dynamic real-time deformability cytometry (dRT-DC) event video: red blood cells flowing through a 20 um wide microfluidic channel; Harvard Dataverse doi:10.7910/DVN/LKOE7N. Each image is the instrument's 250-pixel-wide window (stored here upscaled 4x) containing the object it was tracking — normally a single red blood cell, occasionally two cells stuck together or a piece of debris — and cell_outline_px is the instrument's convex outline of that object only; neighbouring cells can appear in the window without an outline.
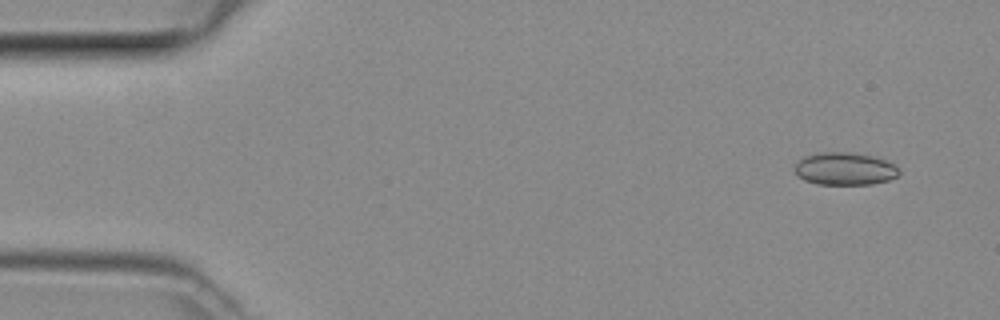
{"species": "common noctule bat (a hibernating species)", "species_latin": "Nyctalus noctula", "temperature_condition": "room temperature", "stored_images_in_passage": 47, "camera_frame_rate_fps": 3000, "um_per_image_px": 0.085, "animal": {"sex": "female", "body_mass_g": 29.2, "forearm_length_mm": 56.3}, "frame": {"image": 1, "passage_image": 3, "time_ms": 0.667, "image_size_px": [1000, 320], "cell_outline_px": [[900, 172], [896, 176], [888, 180], [872, 184], [816, 184], [804, 180], [792, 168], [796, 160], [804, 156], [820, 152], [852, 152], [876, 156], [896, 164], [900, 168]], "centroid_in_image_um": [71.81, 14.33], "position_along_channel_um": 13.2, "area_um2": 20.23}}
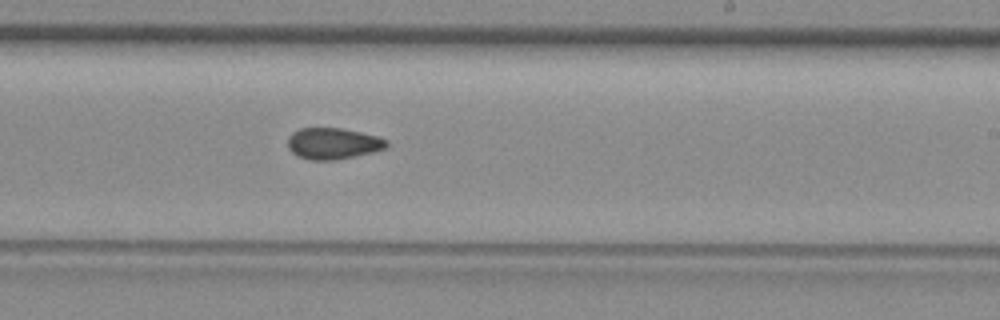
{"frame": {"image": 2, "passage_image": 28, "time_ms": 9.0, "image_size_px": [1000, 320], "cell_outline_px": [[388, 148], [372, 152], [336, 160], [308, 160], [292, 152], [288, 148], [288, 136], [292, 132], [300, 128], [340, 128], [360, 132], [376, 136], [388, 140]], "centroid_in_image_um": [28.3, 12.2], "position_along_channel_um": 260.7, "area_um2": 18.03}}
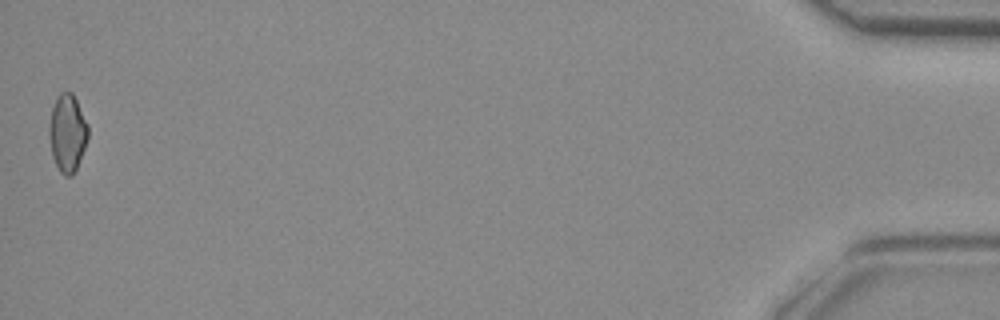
{"frame": {"image": 3, "passage_image": 47, "time_ms": 15.333, "image_size_px": [1000, 320], "cell_outline_px": [[88, 136], [84, 148], [76, 168], [72, 176], [64, 176], [60, 172], [52, 156], [48, 132], [48, 128], [52, 108], [56, 96], [60, 92], [72, 92], [88, 124]], "centroid_in_image_um": [5.71, 11.29], "position_along_channel_um": 429.5, "area_um2": 17.51}}